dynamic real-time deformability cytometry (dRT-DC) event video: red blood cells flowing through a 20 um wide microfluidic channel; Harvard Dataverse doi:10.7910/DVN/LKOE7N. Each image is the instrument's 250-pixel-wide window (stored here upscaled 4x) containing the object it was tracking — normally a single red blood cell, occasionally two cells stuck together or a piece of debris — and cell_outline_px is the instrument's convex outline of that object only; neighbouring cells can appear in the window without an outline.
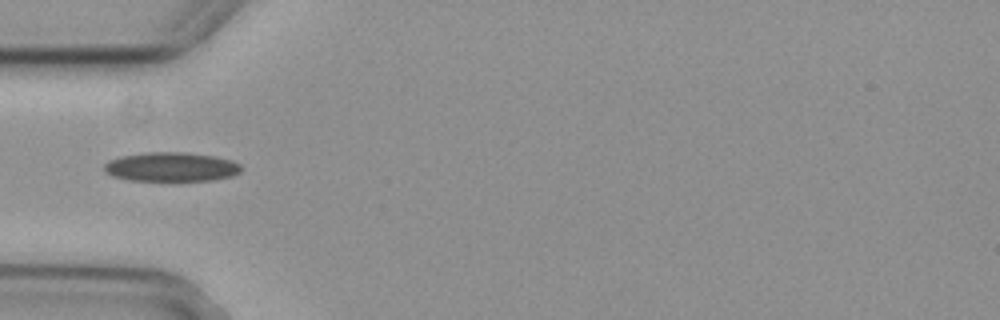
{"species": "common noctule bat (a hibernating species)", "species_latin": "Nyctalus noctula", "temperature_condition": "cold", "stored_images_in_passage": 4, "camera_frame_rate_fps": 3000, "um_per_image_px": 0.085, "animal": {"sex": "female", "body_mass_g": 29.2, "forearm_length_mm": 56.3}, "frame": {"image": 1, "passage_image": 1, "time_ms": 0.0, "image_size_px": [1000, 320], "cell_outline_px": [[240, 172], [232, 176], [212, 180], [180, 184], [128, 180], [112, 176], [104, 172], [104, 164], [108, 160], [124, 156], [148, 152], [184, 152], [212, 156], [232, 160], [240, 164]], "centroid_in_image_um": [14.54, 14.25], "position_along_channel_um": 70.5, "area_um2": 24.33}}
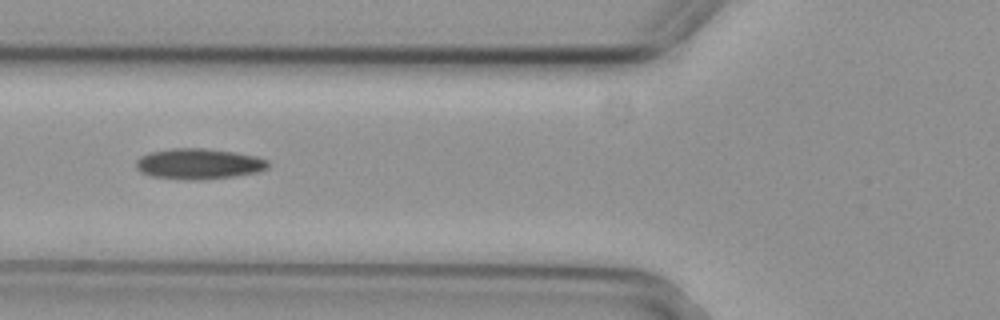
{"frame": {"image": 2, "passage_image": 2, "time_ms": 0.333, "image_size_px": [1000, 320], "cell_outline_px": [[268, 168], [260, 172], [236, 176], [204, 180], [184, 180], [152, 176], [140, 172], [136, 168], [136, 160], [140, 156], [152, 152], [172, 148], [204, 148], [236, 152], [256, 156], [268, 160]], "centroid_in_image_um": [16.92, 13.93], "position_along_channel_um": 108.9, "area_um2": 23.87}}
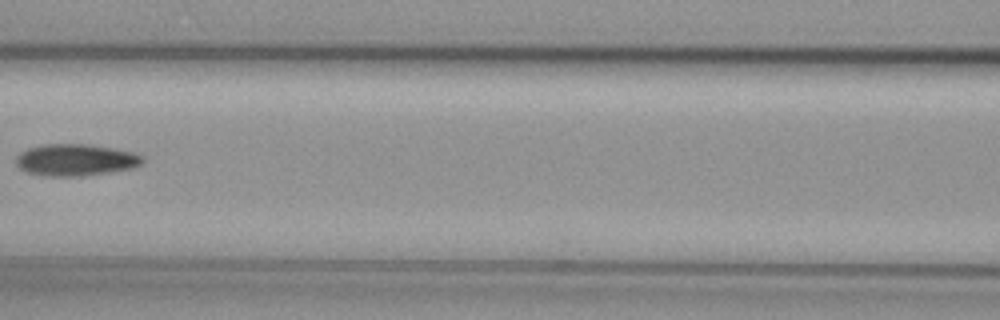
{"frame": {"image": 3, "passage_image": 3, "time_ms": 0.667, "image_size_px": [1000, 320], "cell_outline_px": [[144, 160], [140, 164], [132, 168], [112, 172], [80, 176], [44, 176], [28, 172], [20, 168], [16, 164], [16, 156], [20, 152], [28, 148], [40, 144], [88, 144], [112, 148], [132, 152], [144, 156]], "centroid_in_image_um": [6.41, 13.59], "position_along_channel_um": 160.2, "area_um2": 23.52}}